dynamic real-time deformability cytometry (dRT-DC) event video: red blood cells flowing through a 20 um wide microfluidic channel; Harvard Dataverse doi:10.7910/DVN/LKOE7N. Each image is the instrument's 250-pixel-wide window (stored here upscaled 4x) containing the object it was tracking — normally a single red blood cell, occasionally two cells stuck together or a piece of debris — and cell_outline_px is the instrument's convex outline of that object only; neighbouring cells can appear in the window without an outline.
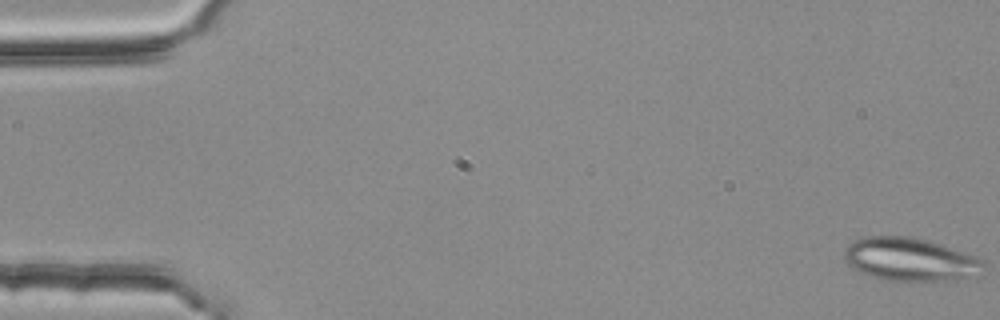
{"species": "common noctule bat (a hibernating species)", "species_latin": "Nyctalus noctula", "temperature_condition": "room temperature", "stored_images_in_passage": 4, "camera_frame_rate_fps": 3000, "um_per_image_px": 0.085, "animal": {"sex": "female", "body_mass_g": 25.1}, "frame": {"image": 1, "passage_image": 1, "time_ms": 0.0, "image_size_px": [1000, 320], "cell_outline_px": [[984, 264], [956, 280], [884, 280], [868, 276], [852, 268], [844, 260], [844, 248], [852, 240], [864, 236], [912, 236], [928, 240], [980, 256], [984, 260]], "centroid_in_image_um": [77.23, 22.01], "position_along_channel_um": 7.8, "area_um2": 34.8}}